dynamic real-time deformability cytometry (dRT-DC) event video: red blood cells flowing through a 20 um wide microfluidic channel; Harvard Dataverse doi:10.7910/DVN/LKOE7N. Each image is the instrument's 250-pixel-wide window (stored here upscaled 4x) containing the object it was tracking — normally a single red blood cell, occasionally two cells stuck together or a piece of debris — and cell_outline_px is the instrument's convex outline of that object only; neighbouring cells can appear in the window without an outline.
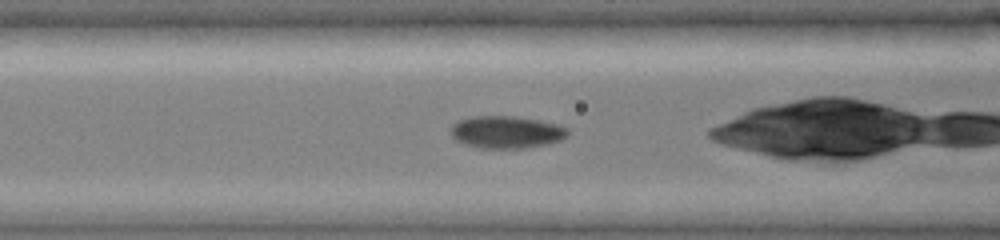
{"species": "common noctule bat (a hibernating species)", "species_latin": "Nyctalus noctula", "temperature_condition": "cold", "stored_images_in_passage": 47, "camera_frame_rate_fps": 3000, "um_per_image_px": 0.085, "animal": {"sex": "female", "body_mass_g": 19.0, "forearm_length_mm": 51.5}, "frame": {"image": 1, "passage_image": 18, "time_ms": 4.667, "image_size_px": [1000, 240], "cell_outline_px": [[568, 136], [560, 140], [548, 144], [524, 148], [480, 148], [464, 144], [456, 140], [452, 136], [452, 124], [460, 120], [472, 116], [516, 116], [540, 120], [556, 124], [568, 128]], "centroid_in_image_um": [43.06, 11.23], "position_along_channel_um": 123.5, "area_um2": 22.08}}
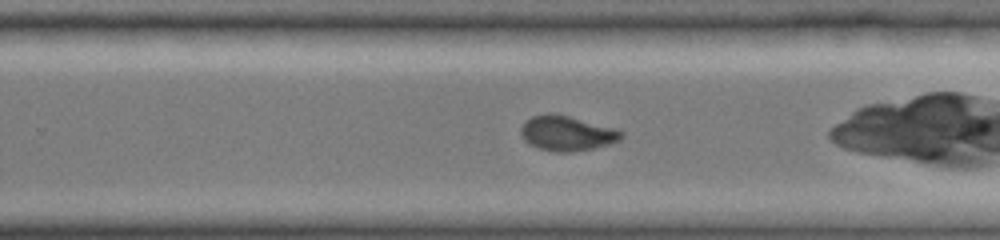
{"frame": {"image": 2, "passage_image": 29, "time_ms": 8.667, "image_size_px": [1000, 240], "cell_outline_px": [[624, 136], [620, 140], [608, 144], [592, 148], [572, 152], [556, 152], [540, 148], [528, 144], [524, 140], [520, 132], [520, 128], [524, 120], [532, 116], [548, 112], [552, 112], [620, 128], [624, 132]], "centroid_in_image_um": [48.2, 11.3], "position_along_channel_um": 281.6, "area_um2": 20.92}}
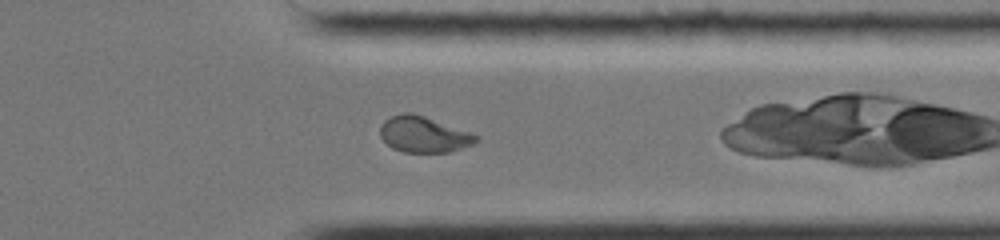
{"frame": {"image": 3, "passage_image": 35, "time_ms": 11.0, "image_size_px": [1000, 240], "cell_outline_px": [[480, 140], [472, 144], [448, 152], [404, 152], [392, 148], [380, 136], [380, 124], [384, 120], [392, 116], [404, 112], [412, 112], [424, 116], [480, 136]], "centroid_in_image_um": [35.99, 11.42], "position_along_channel_um": 375.4, "area_um2": 19.94}, "authors_computed_cell_mechanics": {"area_um2": 21.7328, "velocity_mm_per_s": 3.969, "shape_relaxation_time_tau1_ms": null, "shape_relaxation_time_tau2_ms": 1.1906, "deformation_change_tau1": null, "deformation_change_tau2": 0.0401}}